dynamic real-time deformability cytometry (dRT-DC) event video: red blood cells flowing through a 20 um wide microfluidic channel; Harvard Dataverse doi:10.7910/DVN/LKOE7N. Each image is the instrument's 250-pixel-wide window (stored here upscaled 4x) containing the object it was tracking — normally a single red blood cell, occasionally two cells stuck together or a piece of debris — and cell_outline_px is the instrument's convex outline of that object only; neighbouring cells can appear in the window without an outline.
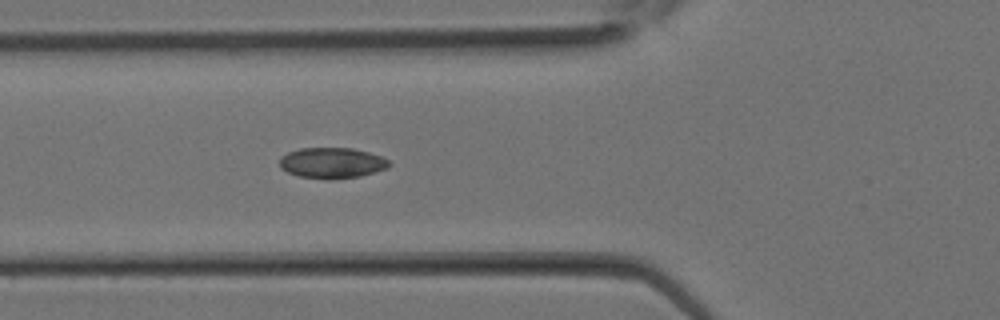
{"species": "Egyptian fruit bat (a non-hibernating species)", "species_latin": "Rousettus aegyptiacus", "temperature_condition": "room temperature", "stored_images_in_passage": 3, "camera_frame_rate_fps": 3000, "um_per_image_px": 0.085, "animal": {"sex": "female"}, "frame": {"image": 1, "passage_image": 3, "time_ms": 0.667, "image_size_px": [1000, 320], "cell_outline_px": [[392, 164], [388, 168], [360, 176], [332, 180], [300, 176], [288, 172], [280, 168], [280, 156], [288, 152], [300, 148], [352, 148], [368, 152], [380, 156], [388, 160]], "centroid_in_image_um": [28.22, 13.85], "position_along_channel_um": 97.6, "area_um2": 19.65}}